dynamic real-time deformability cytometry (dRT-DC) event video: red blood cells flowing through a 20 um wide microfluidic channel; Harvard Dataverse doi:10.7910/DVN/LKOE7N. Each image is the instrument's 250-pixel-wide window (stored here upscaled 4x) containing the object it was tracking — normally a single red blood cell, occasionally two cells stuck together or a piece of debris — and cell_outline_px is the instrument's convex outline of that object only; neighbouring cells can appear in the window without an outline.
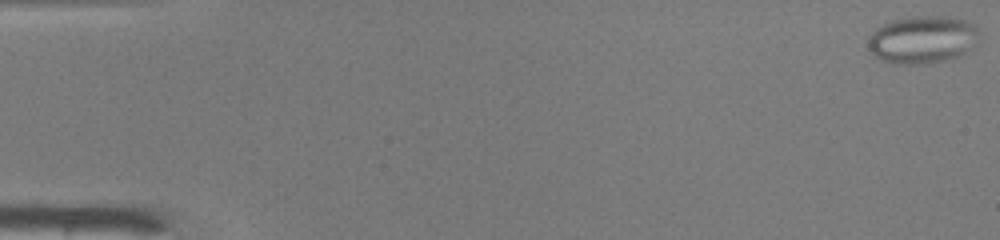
{"species": "common noctule bat (a hibernating species)", "species_latin": "Nyctalus noctula", "temperature_condition": "warm", "stored_images_in_passage": 49, "camera_frame_rate_fps": 3000, "um_per_image_px": 0.085, "animal": {"sex": "male", "body_mass_g": 19.0, "forearm_length_mm": 50.8}, "frame": {"image": 1, "passage_image": 1, "time_ms": 0.0, "image_size_px": [1000, 240], "cell_outline_px": [[976, 44], [964, 52], [956, 56], [944, 60], [920, 64], [900, 64], [884, 60], [876, 56], [868, 48], [868, 40], [872, 32], [876, 28], [892, 20], [916, 16], [940, 16], [964, 20], [972, 24], [976, 28]], "centroid_in_image_um": [78.37, 3.36], "position_along_channel_um": 6.6, "area_um2": 30.11}}
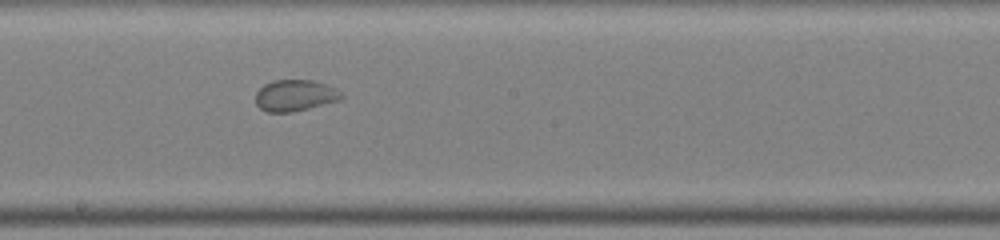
{"frame": {"image": 2, "passage_image": 28, "time_ms": 9.0, "image_size_px": [1000, 240], "cell_outline_px": [[344, 96], [340, 100], [292, 112], [268, 112], [260, 108], [256, 104], [256, 92], [264, 84], [272, 80], [312, 80], [336, 88]], "centroid_in_image_um": [25.06, 8.11], "position_along_channel_um": 223.1, "area_um2": 15.61}}
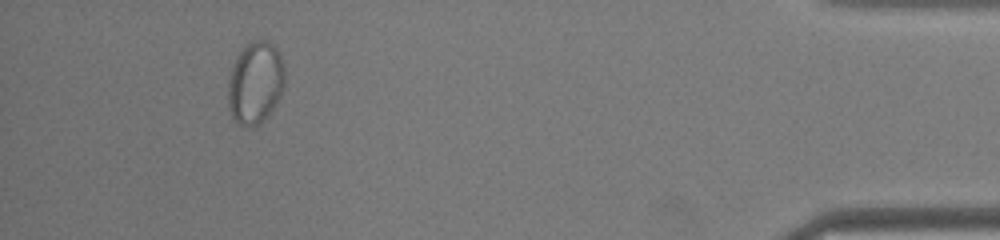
{"frame": {"image": 3, "passage_image": 46, "time_ms": 15.0, "image_size_px": [1000, 240], "cell_outline_px": [[284, 88], [276, 104], [264, 120], [256, 124], [240, 124], [232, 116], [228, 108], [228, 84], [232, 68], [240, 52], [252, 40], [268, 40], [276, 48], [284, 64]], "centroid_in_image_um": [21.72, 7.01], "position_along_channel_um": 413.5, "area_um2": 26.76}}